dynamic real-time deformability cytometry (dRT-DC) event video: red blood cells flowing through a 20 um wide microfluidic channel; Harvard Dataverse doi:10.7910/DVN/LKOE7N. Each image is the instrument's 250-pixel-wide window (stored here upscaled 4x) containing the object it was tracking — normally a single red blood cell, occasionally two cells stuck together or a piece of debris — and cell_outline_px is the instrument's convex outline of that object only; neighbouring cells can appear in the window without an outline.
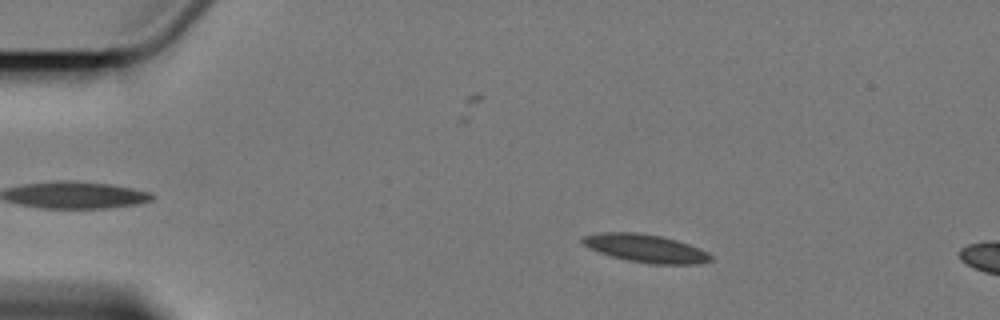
{"species": "Egyptian fruit bat (a non-hibernating species)", "species_latin": "Rousettus aegyptiacus", "temperature_condition": "cold", "stored_images_in_passage": 4, "camera_frame_rate_fps": 3000, "um_per_image_px": 0.085, "animal": {"sex": "female"}, "frame": {"image": 1, "passage_image": 1, "time_ms": 0.0, "image_size_px": [1000, 320], "cell_outline_px": [[712, 260], [696, 264], [656, 264], [628, 260], [612, 256], [588, 248], [580, 240], [584, 236], [604, 232], [636, 232], [660, 236], [676, 240], [700, 248], [708, 252], [712, 256]], "centroid_in_image_um": [54.9, 21.1], "position_along_channel_um": 30.1, "area_um2": 20.69}}